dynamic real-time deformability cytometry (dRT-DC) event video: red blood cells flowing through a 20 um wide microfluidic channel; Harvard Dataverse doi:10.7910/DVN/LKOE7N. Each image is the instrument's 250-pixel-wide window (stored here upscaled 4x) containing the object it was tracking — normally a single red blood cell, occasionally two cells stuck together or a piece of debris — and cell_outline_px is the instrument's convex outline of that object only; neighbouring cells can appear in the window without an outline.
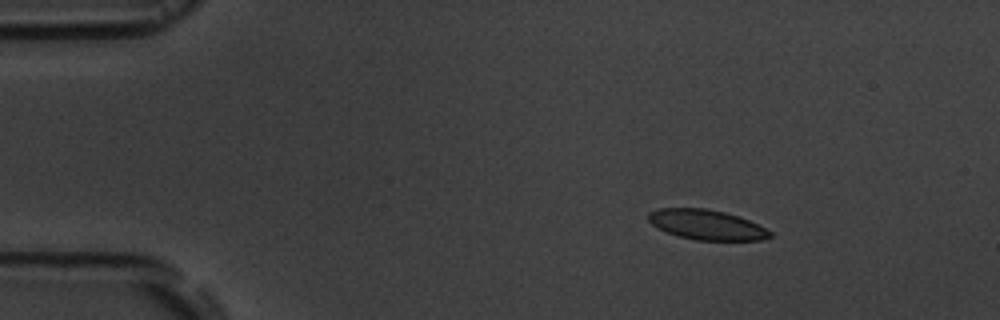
{"species": "common noctule bat (a hibernating species)", "species_latin": "Nyctalus noctula", "temperature_condition": "room temperature", "stored_images_in_passage": 15, "camera_frame_rate_fps": 3000, "um_per_image_px": 0.085, "animal": {"sex": "male", "body_mass_g": 19.5, "forearm_length_mm": 54.6}, "frame": {"image": 1, "passage_image": 1, "time_ms": 0.0, "image_size_px": [1000, 320], "cell_outline_px": [[772, 236], [760, 240], [696, 240], [680, 236], [656, 228], [648, 220], [648, 212], [660, 208], [704, 208], [724, 212], [748, 220], [772, 232]], "centroid_in_image_um": [60.02, 19.1], "position_along_channel_um": 25.0, "area_um2": 20.98}}
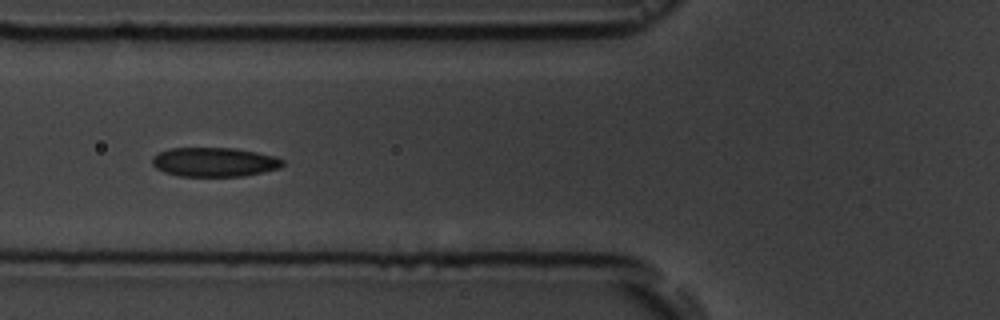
{"frame": {"image": 2, "passage_image": 5, "time_ms": 4.333, "image_size_px": [1000, 320], "cell_outline_px": [[284, 164], [280, 168], [244, 176], [180, 176], [164, 172], [156, 168], [152, 164], [152, 156], [156, 152], [168, 148], [236, 148], [256, 152], [272, 156], [284, 160]], "centroid_in_image_um": [18.17, 13.77], "position_along_channel_um": 107.6, "area_um2": 22.31}}
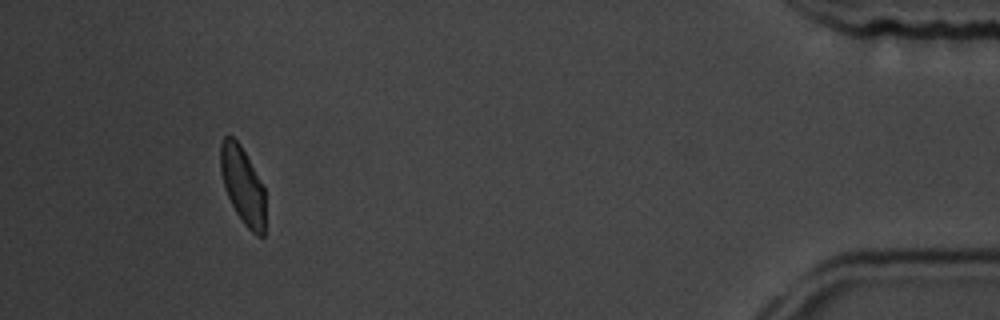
{"frame": {"image": 3, "passage_image": 14, "time_ms": 14.667, "image_size_px": [1000, 320], "cell_outline_px": [[264, 236], [256, 236], [244, 224], [236, 212], [228, 196], [220, 172], [220, 144], [224, 136], [232, 136], [240, 144], [264, 188]], "centroid_in_image_um": [20.61, 15.75], "position_along_channel_um": 414.6, "area_um2": 19.83}, "authors_computed_cell_mechanics": {"area_um2": 21.9062, "velocity_mm_per_s": 3.6033, "shape_relaxation_time_tau1_ms": 3.4097, "shape_relaxation_time_tau2_ms": 1.6631, "deformation_change_tau1": 0.1032, "deformation_change_tau2": 0.0547}}